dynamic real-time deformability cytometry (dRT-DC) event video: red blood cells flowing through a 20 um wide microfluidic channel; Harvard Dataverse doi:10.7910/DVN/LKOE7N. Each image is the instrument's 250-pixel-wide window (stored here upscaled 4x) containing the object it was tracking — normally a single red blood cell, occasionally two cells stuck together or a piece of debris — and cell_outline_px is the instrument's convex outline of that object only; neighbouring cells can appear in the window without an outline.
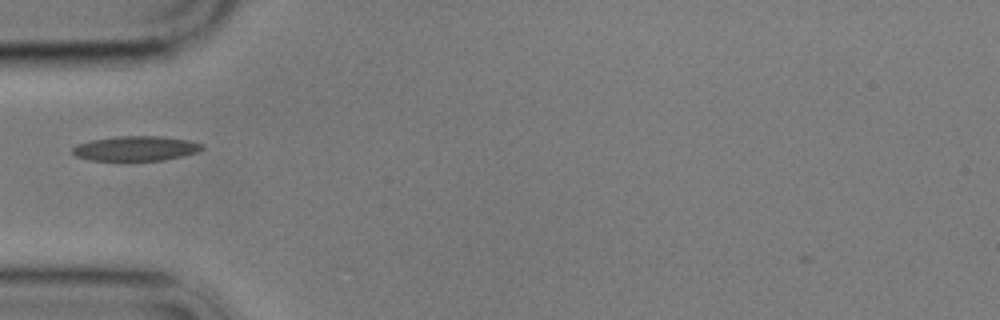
{"species": "common noctule bat (a hibernating species)", "species_latin": "Nyctalus noctula", "temperature_condition": "cold", "stored_images_in_passage": 11, "camera_frame_rate_fps": 3000, "um_per_image_px": 0.085, "animal": {"sex": "male", "body_mass_g": 17.9}, "frame": {"image": 1, "passage_image": 1, "time_ms": 0.0, "image_size_px": [1000, 320], "cell_outline_px": [[204, 148], [196, 152], [164, 160], [88, 160], [76, 156], [72, 152], [72, 148], [76, 144], [92, 140], [116, 136], [160, 136], [188, 140], [204, 144]], "centroid_in_image_um": [11.52, 12.61], "position_along_channel_um": 73.5, "area_um2": 18.61}}
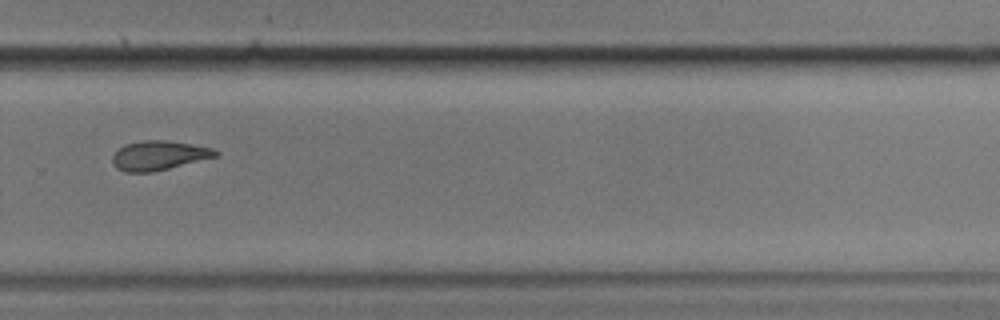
{"frame": {"image": 2, "passage_image": 7, "time_ms": 7.0, "image_size_px": [1000, 320], "cell_outline_px": [[220, 152], [216, 156], [152, 172], [124, 172], [116, 168], [112, 164], [112, 156], [124, 144], [144, 140], [164, 140], [216, 148]], "centroid_in_image_um": [13.48, 13.21], "position_along_channel_um": 316.3, "area_um2": 17.51}}
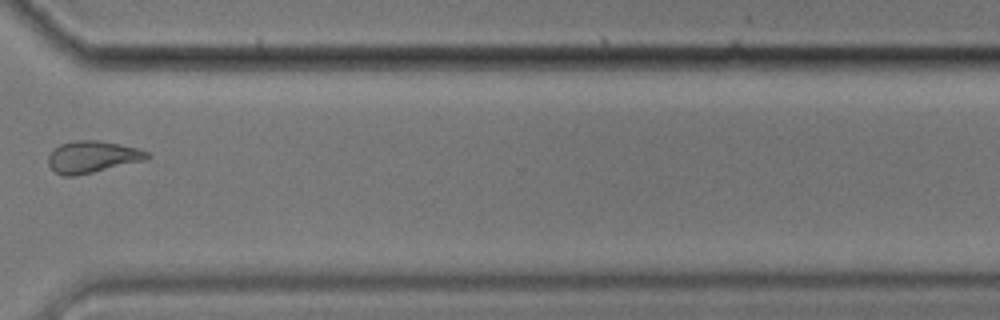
{"frame": {"image": 3, "passage_image": 8, "time_ms": 8.333, "image_size_px": [1000, 320], "cell_outline_px": [[152, 156], [144, 160], [76, 176], [64, 176], [56, 172], [48, 164], [48, 156], [52, 148], [60, 144], [72, 140], [96, 140], [120, 144], [136, 148], [148, 152]], "centroid_in_image_um": [7.81, 13.32], "position_along_channel_um": 362.8, "area_um2": 18.32}}